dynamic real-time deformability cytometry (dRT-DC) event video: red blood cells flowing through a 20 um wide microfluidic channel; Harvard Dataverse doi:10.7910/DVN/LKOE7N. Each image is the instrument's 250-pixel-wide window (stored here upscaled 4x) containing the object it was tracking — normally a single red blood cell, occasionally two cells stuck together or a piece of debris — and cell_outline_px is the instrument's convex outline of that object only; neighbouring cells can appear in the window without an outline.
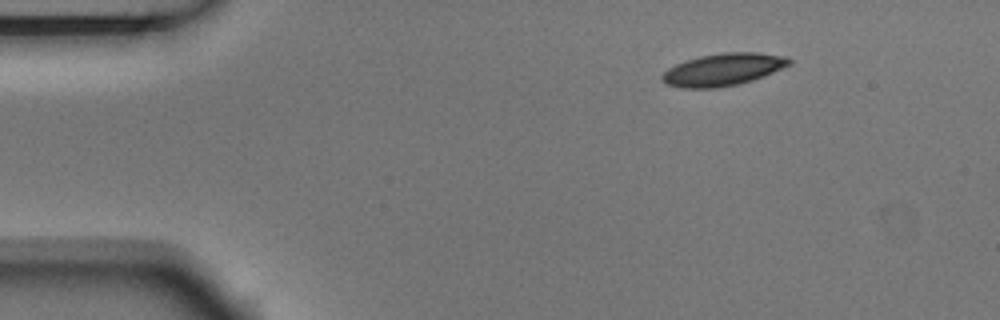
{"species": "Egyptian fruit bat (a non-hibernating species)", "species_latin": "Rousettus aegyptiacus", "temperature_condition": "room temperature", "stored_images_in_passage": 4, "segment_of_instrument_passage": [1, 2], "camera_frame_rate_fps": 3000, "um_per_image_px": 0.085, "animal": {"sex": "male"}, "frame": {"image": 1, "passage_image": 1, "time_ms": 0.0, "image_size_px": [1000, 320], "cell_outline_px": [[792, 64], [764, 76], [752, 80], [736, 84], [716, 88], [680, 88], [668, 84], [660, 80], [660, 76], [668, 68], [676, 64], [700, 56], [720, 52], [756, 52], [788, 56], [792, 60]], "centroid_in_image_um": [61.48, 5.9], "position_along_channel_um": 23.5, "area_um2": 24.04}}